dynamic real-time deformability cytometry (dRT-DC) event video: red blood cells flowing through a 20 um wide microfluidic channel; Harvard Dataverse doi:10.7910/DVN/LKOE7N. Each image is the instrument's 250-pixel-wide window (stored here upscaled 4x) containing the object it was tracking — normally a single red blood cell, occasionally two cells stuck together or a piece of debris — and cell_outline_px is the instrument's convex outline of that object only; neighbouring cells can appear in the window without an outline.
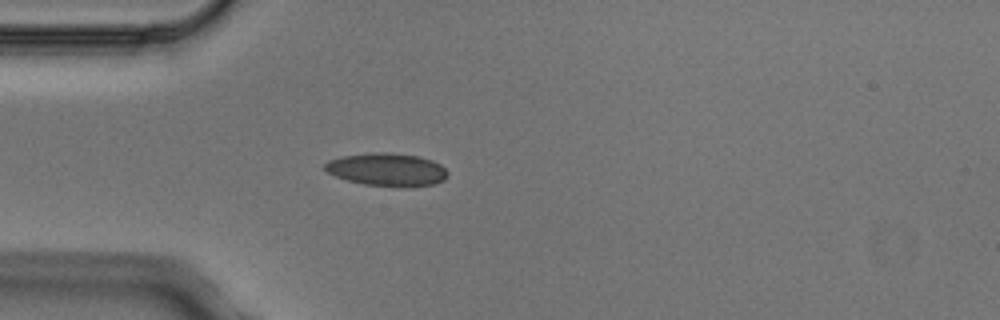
{"species": "Egyptian fruit bat (a non-hibernating species)", "species_latin": "Rousettus aegyptiacus", "temperature_condition": "cold", "stored_images_in_passage": 1, "camera_frame_rate_fps": 3000, "um_per_image_px": 0.085, "animal": {"sex": "male"}, "frame": {"image": 1, "passage_image": 1, "time_ms": 0.0, "image_size_px": [1000, 320], "cell_outline_px": [[448, 176], [444, 180], [436, 184], [404, 188], [364, 184], [348, 180], [336, 176], [328, 172], [324, 168], [324, 164], [328, 160], [340, 156], [372, 152], [392, 152], [420, 156], [432, 160], [440, 164], [448, 172]], "centroid_in_image_um": [32.93, 14.41], "position_along_channel_um": 52.1, "area_um2": 23.99}}